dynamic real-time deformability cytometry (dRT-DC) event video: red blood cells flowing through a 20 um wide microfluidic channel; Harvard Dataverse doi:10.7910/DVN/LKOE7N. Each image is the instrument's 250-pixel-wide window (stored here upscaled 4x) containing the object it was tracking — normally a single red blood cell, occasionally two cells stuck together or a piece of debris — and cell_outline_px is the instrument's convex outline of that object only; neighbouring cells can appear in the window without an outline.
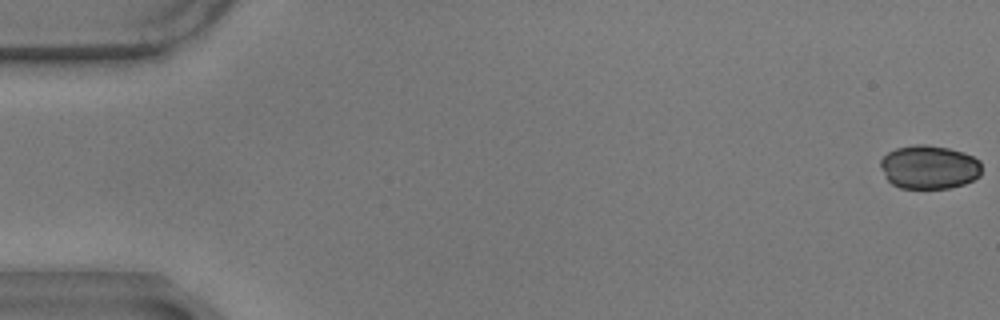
{"species": "common noctule bat (a hibernating species)", "species_latin": "Nyctalus noctula", "temperature_condition": "warm", "stored_images_in_passage": 58, "camera_frame_rate_fps": 3000, "um_per_image_px": 0.085, "animal": {"sex": "male", "body_mass_g": 17.9}, "frame": {"image": 1, "passage_image": 1, "time_ms": 0.0, "image_size_px": [1000, 320], "cell_outline_px": [[980, 176], [964, 184], [948, 188], [900, 188], [892, 184], [888, 180], [880, 164], [880, 160], [888, 152], [896, 148], [912, 144], [924, 144], [948, 148], [964, 152], [980, 160]], "centroid_in_image_um": [78.98, 14.19], "position_along_channel_um": 6.0, "area_um2": 25.72}}
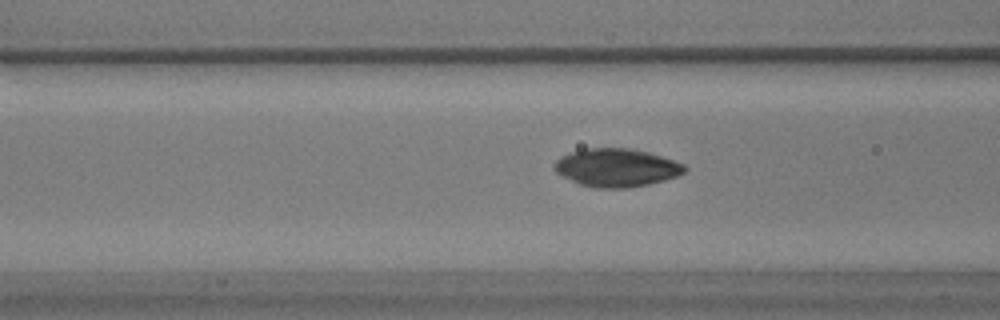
{"frame": {"image": 2, "passage_image": 23, "time_ms": 7.333, "image_size_px": [1000, 320], "cell_outline_px": [[688, 168], [684, 172], [676, 176], [664, 180], [648, 184], [624, 188], [596, 188], [580, 184], [556, 172], [552, 168], [552, 164], [560, 156], [584, 148], [632, 148], [648, 152], [684, 164]], "centroid_in_image_um": [52.37, 14.24], "position_along_channel_um": 114.2, "area_um2": 28.84}}
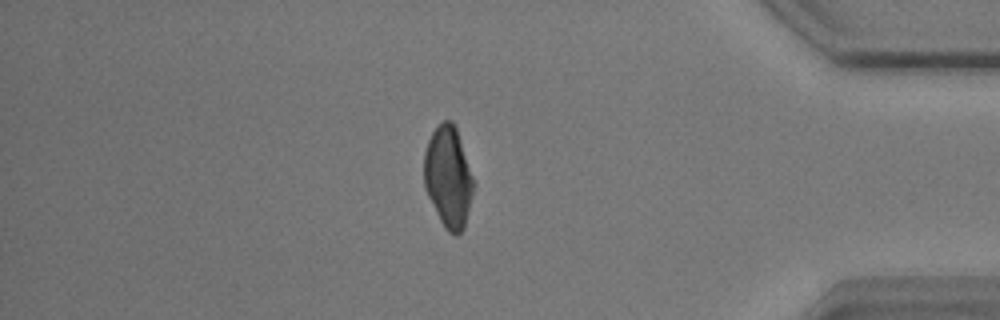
{"frame": {"image": 3, "passage_image": 50, "time_ms": 16.333, "image_size_px": [1000, 320], "cell_outline_px": [[476, 184], [464, 228], [456, 236], [448, 232], [444, 228], [424, 188], [424, 152], [428, 140], [432, 132], [444, 120], [452, 120], [456, 128]], "centroid_in_image_um": [38.12, 15.07], "position_along_channel_um": 397.1, "area_um2": 29.36}, "authors_computed_cell_mechanics": {"area_um2": 28.6688, "velocity_mm_per_s": 3.4953, "shape_relaxation_time_tau1_ms": 5.1454, "shape_relaxation_time_tau2_ms": 1.5856, "deformation_change_tau1": 0.1065, "deformation_change_tau2": 0.0299}}